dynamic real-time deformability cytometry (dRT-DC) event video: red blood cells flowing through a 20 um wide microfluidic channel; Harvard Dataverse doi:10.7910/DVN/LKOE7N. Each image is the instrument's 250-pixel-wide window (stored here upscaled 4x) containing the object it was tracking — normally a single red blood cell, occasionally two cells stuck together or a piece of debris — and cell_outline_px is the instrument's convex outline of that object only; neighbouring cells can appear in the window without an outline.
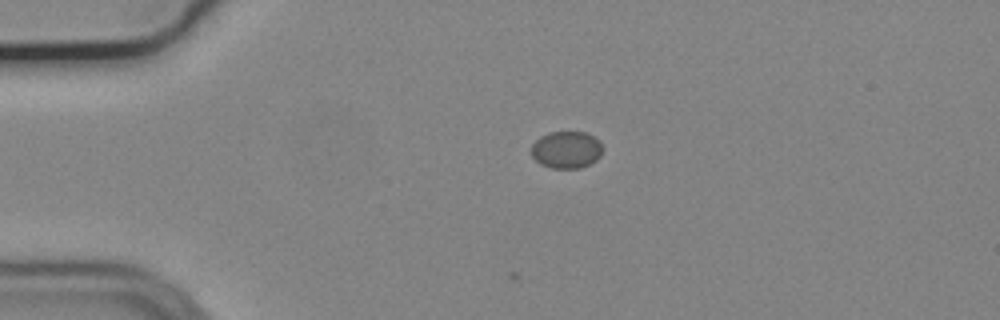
{"species": "common noctule bat (a hibernating species)", "species_latin": "Nyctalus noctula", "temperature_condition": "cold", "stored_images_in_passage": 19, "camera_frame_rate_fps": 3000, "um_per_image_px": 0.085, "animal": {"sex": "male", "body_mass_g": 19.2, "forearm_length_mm": 51.8}, "frame": {"image": 1, "passage_image": 1, "time_ms": 0.0, "image_size_px": [1000, 320], "cell_outline_px": [[600, 156], [596, 160], [580, 168], [552, 168], [540, 164], [532, 156], [532, 144], [540, 136], [548, 132], [588, 132], [600, 140]], "centroid_in_image_um": [48.13, 12.71], "position_along_channel_um": 36.9, "area_um2": 15.37}}
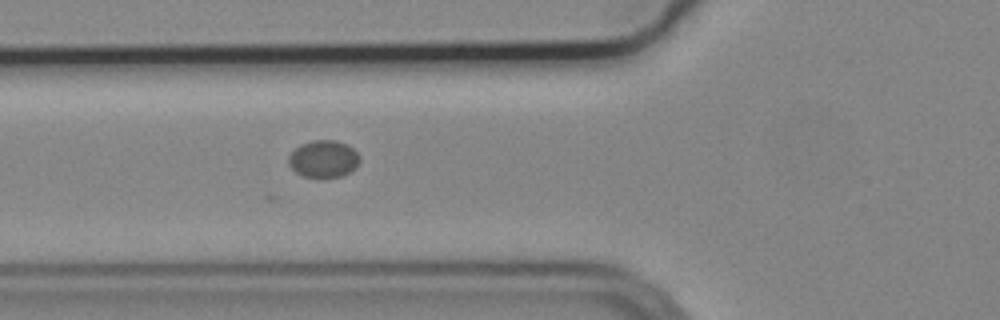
{"frame": {"image": 2, "passage_image": 9, "time_ms": 2.667, "image_size_px": [1000, 320], "cell_outline_px": [[360, 160], [356, 168], [344, 176], [320, 180], [304, 176], [296, 172], [288, 164], [288, 156], [300, 144], [312, 140], [336, 140], [348, 144], [360, 156]], "centroid_in_image_um": [27.52, 13.54], "position_along_channel_um": 98.3, "area_um2": 15.95}}
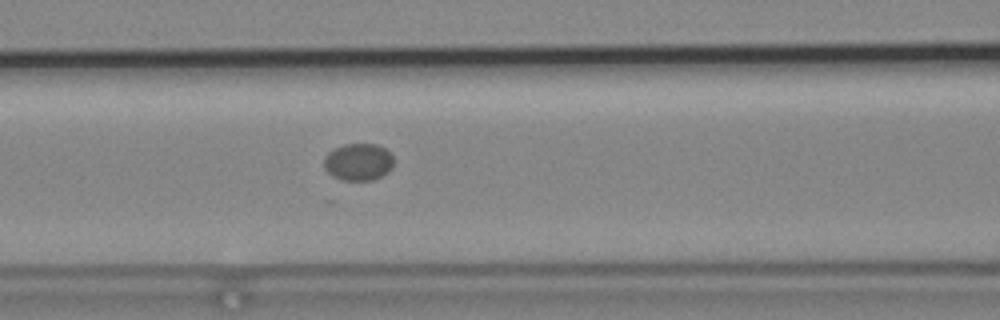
{"frame": {"image": 3, "passage_image": 12, "time_ms": 3.667, "image_size_px": [1000, 320], "cell_outline_px": [[392, 168], [388, 172], [372, 180], [340, 180], [332, 176], [324, 168], [324, 156], [332, 148], [344, 144], [376, 144], [384, 148], [392, 156]], "centroid_in_image_um": [30.41, 13.76], "position_along_channel_um": 136.2, "area_um2": 15.14}}